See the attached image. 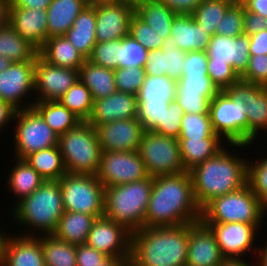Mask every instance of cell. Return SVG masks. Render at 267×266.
I'll return each instance as SVG.
<instances>
[{
  "mask_svg": "<svg viewBox=\"0 0 267 266\" xmlns=\"http://www.w3.org/2000/svg\"><path fill=\"white\" fill-rule=\"evenodd\" d=\"M200 220L190 172L153 177L145 227H174Z\"/></svg>",
  "mask_w": 267,
  "mask_h": 266,
  "instance_id": "obj_1",
  "label": "cell"
},
{
  "mask_svg": "<svg viewBox=\"0 0 267 266\" xmlns=\"http://www.w3.org/2000/svg\"><path fill=\"white\" fill-rule=\"evenodd\" d=\"M246 147L251 145L228 144L217 155L189 171L194 197L201 209L212 199L235 192L247 184L248 159L245 155L242 158V153L238 152Z\"/></svg>",
  "mask_w": 267,
  "mask_h": 266,
  "instance_id": "obj_2",
  "label": "cell"
},
{
  "mask_svg": "<svg viewBox=\"0 0 267 266\" xmlns=\"http://www.w3.org/2000/svg\"><path fill=\"white\" fill-rule=\"evenodd\" d=\"M189 224L143 227L131 234L130 266H186Z\"/></svg>",
  "mask_w": 267,
  "mask_h": 266,
  "instance_id": "obj_3",
  "label": "cell"
},
{
  "mask_svg": "<svg viewBox=\"0 0 267 266\" xmlns=\"http://www.w3.org/2000/svg\"><path fill=\"white\" fill-rule=\"evenodd\" d=\"M10 212L18 226H27V231L24 229L19 235L53 234L65 212L59 180H45L31 195L14 202ZM28 229H33V232Z\"/></svg>",
  "mask_w": 267,
  "mask_h": 266,
  "instance_id": "obj_4",
  "label": "cell"
},
{
  "mask_svg": "<svg viewBox=\"0 0 267 266\" xmlns=\"http://www.w3.org/2000/svg\"><path fill=\"white\" fill-rule=\"evenodd\" d=\"M153 177L104 188V216L131 234L145 227Z\"/></svg>",
  "mask_w": 267,
  "mask_h": 266,
  "instance_id": "obj_5",
  "label": "cell"
},
{
  "mask_svg": "<svg viewBox=\"0 0 267 266\" xmlns=\"http://www.w3.org/2000/svg\"><path fill=\"white\" fill-rule=\"evenodd\" d=\"M58 146L68 173L97 175L102 150L95 127L87 121L60 135Z\"/></svg>",
  "mask_w": 267,
  "mask_h": 266,
  "instance_id": "obj_6",
  "label": "cell"
},
{
  "mask_svg": "<svg viewBox=\"0 0 267 266\" xmlns=\"http://www.w3.org/2000/svg\"><path fill=\"white\" fill-rule=\"evenodd\" d=\"M267 210L261 204L251 187L241 189L212 199L201 209L203 223L263 224Z\"/></svg>",
  "mask_w": 267,
  "mask_h": 266,
  "instance_id": "obj_7",
  "label": "cell"
},
{
  "mask_svg": "<svg viewBox=\"0 0 267 266\" xmlns=\"http://www.w3.org/2000/svg\"><path fill=\"white\" fill-rule=\"evenodd\" d=\"M63 207L68 212L104 215V185L97 175L66 173L60 180Z\"/></svg>",
  "mask_w": 267,
  "mask_h": 266,
  "instance_id": "obj_8",
  "label": "cell"
},
{
  "mask_svg": "<svg viewBox=\"0 0 267 266\" xmlns=\"http://www.w3.org/2000/svg\"><path fill=\"white\" fill-rule=\"evenodd\" d=\"M13 121V157L24 159L33 152L58 145V135L33 107L17 110Z\"/></svg>",
  "mask_w": 267,
  "mask_h": 266,
  "instance_id": "obj_9",
  "label": "cell"
},
{
  "mask_svg": "<svg viewBox=\"0 0 267 266\" xmlns=\"http://www.w3.org/2000/svg\"><path fill=\"white\" fill-rule=\"evenodd\" d=\"M138 152L148 176L174 175L185 171L177 138L144 131Z\"/></svg>",
  "mask_w": 267,
  "mask_h": 266,
  "instance_id": "obj_10",
  "label": "cell"
},
{
  "mask_svg": "<svg viewBox=\"0 0 267 266\" xmlns=\"http://www.w3.org/2000/svg\"><path fill=\"white\" fill-rule=\"evenodd\" d=\"M210 117L214 131L227 144L247 145L245 104L233 100L224 90L210 102Z\"/></svg>",
  "mask_w": 267,
  "mask_h": 266,
  "instance_id": "obj_11",
  "label": "cell"
},
{
  "mask_svg": "<svg viewBox=\"0 0 267 266\" xmlns=\"http://www.w3.org/2000/svg\"><path fill=\"white\" fill-rule=\"evenodd\" d=\"M225 91L233 100L245 104L247 145L257 143L259 134L267 132V87L239 80Z\"/></svg>",
  "mask_w": 267,
  "mask_h": 266,
  "instance_id": "obj_12",
  "label": "cell"
},
{
  "mask_svg": "<svg viewBox=\"0 0 267 266\" xmlns=\"http://www.w3.org/2000/svg\"><path fill=\"white\" fill-rule=\"evenodd\" d=\"M148 176L137 151H102L97 178L104 187L131 183Z\"/></svg>",
  "mask_w": 267,
  "mask_h": 266,
  "instance_id": "obj_13",
  "label": "cell"
},
{
  "mask_svg": "<svg viewBox=\"0 0 267 266\" xmlns=\"http://www.w3.org/2000/svg\"><path fill=\"white\" fill-rule=\"evenodd\" d=\"M204 224L215 234L217 244L225 258H243V256L246 258V254L249 252L250 255L251 251L256 257L258 256L260 247H254L256 245L254 243L260 236L258 234L262 224L242 222Z\"/></svg>",
  "mask_w": 267,
  "mask_h": 266,
  "instance_id": "obj_14",
  "label": "cell"
},
{
  "mask_svg": "<svg viewBox=\"0 0 267 266\" xmlns=\"http://www.w3.org/2000/svg\"><path fill=\"white\" fill-rule=\"evenodd\" d=\"M34 68L35 61L12 62L7 69L1 71L0 99L17 110L31 108L35 102V100H29V95L32 97V93H35Z\"/></svg>",
  "mask_w": 267,
  "mask_h": 266,
  "instance_id": "obj_15",
  "label": "cell"
},
{
  "mask_svg": "<svg viewBox=\"0 0 267 266\" xmlns=\"http://www.w3.org/2000/svg\"><path fill=\"white\" fill-rule=\"evenodd\" d=\"M78 79L79 70L52 65L38 54L35 59L34 68L35 96L32 97V100H35V102L56 101Z\"/></svg>",
  "mask_w": 267,
  "mask_h": 266,
  "instance_id": "obj_16",
  "label": "cell"
},
{
  "mask_svg": "<svg viewBox=\"0 0 267 266\" xmlns=\"http://www.w3.org/2000/svg\"><path fill=\"white\" fill-rule=\"evenodd\" d=\"M86 244L108 257L131 258V233L104 215L95 219Z\"/></svg>",
  "mask_w": 267,
  "mask_h": 266,
  "instance_id": "obj_17",
  "label": "cell"
},
{
  "mask_svg": "<svg viewBox=\"0 0 267 266\" xmlns=\"http://www.w3.org/2000/svg\"><path fill=\"white\" fill-rule=\"evenodd\" d=\"M95 129L102 151H137L144 133L138 118L100 124Z\"/></svg>",
  "mask_w": 267,
  "mask_h": 266,
  "instance_id": "obj_18",
  "label": "cell"
},
{
  "mask_svg": "<svg viewBox=\"0 0 267 266\" xmlns=\"http://www.w3.org/2000/svg\"><path fill=\"white\" fill-rule=\"evenodd\" d=\"M96 8V42L114 41L129 35L135 10L124 2L92 3Z\"/></svg>",
  "mask_w": 267,
  "mask_h": 266,
  "instance_id": "obj_19",
  "label": "cell"
},
{
  "mask_svg": "<svg viewBox=\"0 0 267 266\" xmlns=\"http://www.w3.org/2000/svg\"><path fill=\"white\" fill-rule=\"evenodd\" d=\"M224 260L211 229L201 220L190 223L186 266H220Z\"/></svg>",
  "mask_w": 267,
  "mask_h": 266,
  "instance_id": "obj_20",
  "label": "cell"
},
{
  "mask_svg": "<svg viewBox=\"0 0 267 266\" xmlns=\"http://www.w3.org/2000/svg\"><path fill=\"white\" fill-rule=\"evenodd\" d=\"M250 36L242 34L229 37L215 34L211 36L206 49L208 60L213 62L228 63L240 77L248 66Z\"/></svg>",
  "mask_w": 267,
  "mask_h": 266,
  "instance_id": "obj_21",
  "label": "cell"
},
{
  "mask_svg": "<svg viewBox=\"0 0 267 266\" xmlns=\"http://www.w3.org/2000/svg\"><path fill=\"white\" fill-rule=\"evenodd\" d=\"M5 235L0 266H45L40 236Z\"/></svg>",
  "mask_w": 267,
  "mask_h": 266,
  "instance_id": "obj_22",
  "label": "cell"
},
{
  "mask_svg": "<svg viewBox=\"0 0 267 266\" xmlns=\"http://www.w3.org/2000/svg\"><path fill=\"white\" fill-rule=\"evenodd\" d=\"M9 25L38 52L48 39L46 9L10 7Z\"/></svg>",
  "mask_w": 267,
  "mask_h": 266,
  "instance_id": "obj_23",
  "label": "cell"
},
{
  "mask_svg": "<svg viewBox=\"0 0 267 266\" xmlns=\"http://www.w3.org/2000/svg\"><path fill=\"white\" fill-rule=\"evenodd\" d=\"M137 95L116 91L107 97L95 100L87 122L93 127L116 120L137 118Z\"/></svg>",
  "mask_w": 267,
  "mask_h": 266,
  "instance_id": "obj_24",
  "label": "cell"
},
{
  "mask_svg": "<svg viewBox=\"0 0 267 266\" xmlns=\"http://www.w3.org/2000/svg\"><path fill=\"white\" fill-rule=\"evenodd\" d=\"M186 53L176 45V39L169 36L161 48L147 52L144 64L146 75L167 76L177 82L181 78Z\"/></svg>",
  "mask_w": 267,
  "mask_h": 266,
  "instance_id": "obj_25",
  "label": "cell"
},
{
  "mask_svg": "<svg viewBox=\"0 0 267 266\" xmlns=\"http://www.w3.org/2000/svg\"><path fill=\"white\" fill-rule=\"evenodd\" d=\"M170 36L176 39V45L185 52L206 51L211 39L190 14L175 15Z\"/></svg>",
  "mask_w": 267,
  "mask_h": 266,
  "instance_id": "obj_26",
  "label": "cell"
},
{
  "mask_svg": "<svg viewBox=\"0 0 267 266\" xmlns=\"http://www.w3.org/2000/svg\"><path fill=\"white\" fill-rule=\"evenodd\" d=\"M95 29L96 8L93 4H88L64 36L85 59H88L97 43Z\"/></svg>",
  "mask_w": 267,
  "mask_h": 266,
  "instance_id": "obj_27",
  "label": "cell"
},
{
  "mask_svg": "<svg viewBox=\"0 0 267 266\" xmlns=\"http://www.w3.org/2000/svg\"><path fill=\"white\" fill-rule=\"evenodd\" d=\"M88 4L86 0H53L46 9L48 38L64 36Z\"/></svg>",
  "mask_w": 267,
  "mask_h": 266,
  "instance_id": "obj_28",
  "label": "cell"
},
{
  "mask_svg": "<svg viewBox=\"0 0 267 266\" xmlns=\"http://www.w3.org/2000/svg\"><path fill=\"white\" fill-rule=\"evenodd\" d=\"M38 54L52 65L73 70H79L86 60L65 36L48 38Z\"/></svg>",
  "mask_w": 267,
  "mask_h": 266,
  "instance_id": "obj_29",
  "label": "cell"
},
{
  "mask_svg": "<svg viewBox=\"0 0 267 266\" xmlns=\"http://www.w3.org/2000/svg\"><path fill=\"white\" fill-rule=\"evenodd\" d=\"M185 171L217 155L228 144L222 138L178 139Z\"/></svg>",
  "mask_w": 267,
  "mask_h": 266,
  "instance_id": "obj_30",
  "label": "cell"
},
{
  "mask_svg": "<svg viewBox=\"0 0 267 266\" xmlns=\"http://www.w3.org/2000/svg\"><path fill=\"white\" fill-rule=\"evenodd\" d=\"M79 80L90 90L93 101L117 91L114 70L96 65L88 59L79 68Z\"/></svg>",
  "mask_w": 267,
  "mask_h": 266,
  "instance_id": "obj_31",
  "label": "cell"
},
{
  "mask_svg": "<svg viewBox=\"0 0 267 266\" xmlns=\"http://www.w3.org/2000/svg\"><path fill=\"white\" fill-rule=\"evenodd\" d=\"M95 219L94 215L65 211L53 234L69 244H86Z\"/></svg>",
  "mask_w": 267,
  "mask_h": 266,
  "instance_id": "obj_32",
  "label": "cell"
},
{
  "mask_svg": "<svg viewBox=\"0 0 267 266\" xmlns=\"http://www.w3.org/2000/svg\"><path fill=\"white\" fill-rule=\"evenodd\" d=\"M14 160V161H13ZM12 163L14 165L9 171L7 189L9 193L14 195L15 200L18 202L31 195L45 180L27 163L26 160L14 158Z\"/></svg>",
  "mask_w": 267,
  "mask_h": 266,
  "instance_id": "obj_33",
  "label": "cell"
},
{
  "mask_svg": "<svg viewBox=\"0 0 267 266\" xmlns=\"http://www.w3.org/2000/svg\"><path fill=\"white\" fill-rule=\"evenodd\" d=\"M24 160L44 179L60 180L67 173L58 145L33 152Z\"/></svg>",
  "mask_w": 267,
  "mask_h": 266,
  "instance_id": "obj_34",
  "label": "cell"
},
{
  "mask_svg": "<svg viewBox=\"0 0 267 266\" xmlns=\"http://www.w3.org/2000/svg\"><path fill=\"white\" fill-rule=\"evenodd\" d=\"M32 107L41 115L58 137L82 122L79 117L58 100L34 102Z\"/></svg>",
  "mask_w": 267,
  "mask_h": 266,
  "instance_id": "obj_35",
  "label": "cell"
},
{
  "mask_svg": "<svg viewBox=\"0 0 267 266\" xmlns=\"http://www.w3.org/2000/svg\"><path fill=\"white\" fill-rule=\"evenodd\" d=\"M135 13L164 40L171 35V27L176 13L161 0L142 4L135 10Z\"/></svg>",
  "mask_w": 267,
  "mask_h": 266,
  "instance_id": "obj_36",
  "label": "cell"
},
{
  "mask_svg": "<svg viewBox=\"0 0 267 266\" xmlns=\"http://www.w3.org/2000/svg\"><path fill=\"white\" fill-rule=\"evenodd\" d=\"M0 55L11 62L35 61L38 51L7 24L0 28Z\"/></svg>",
  "mask_w": 267,
  "mask_h": 266,
  "instance_id": "obj_37",
  "label": "cell"
},
{
  "mask_svg": "<svg viewBox=\"0 0 267 266\" xmlns=\"http://www.w3.org/2000/svg\"><path fill=\"white\" fill-rule=\"evenodd\" d=\"M45 266H77L76 245L59 239L54 234L40 236Z\"/></svg>",
  "mask_w": 267,
  "mask_h": 266,
  "instance_id": "obj_38",
  "label": "cell"
},
{
  "mask_svg": "<svg viewBox=\"0 0 267 266\" xmlns=\"http://www.w3.org/2000/svg\"><path fill=\"white\" fill-rule=\"evenodd\" d=\"M236 0H202L192 14L200 28L210 36L216 34V29L222 16Z\"/></svg>",
  "mask_w": 267,
  "mask_h": 266,
  "instance_id": "obj_39",
  "label": "cell"
},
{
  "mask_svg": "<svg viewBox=\"0 0 267 266\" xmlns=\"http://www.w3.org/2000/svg\"><path fill=\"white\" fill-rule=\"evenodd\" d=\"M58 101L82 121L88 120L94 103L90 90L79 79Z\"/></svg>",
  "mask_w": 267,
  "mask_h": 266,
  "instance_id": "obj_40",
  "label": "cell"
},
{
  "mask_svg": "<svg viewBox=\"0 0 267 266\" xmlns=\"http://www.w3.org/2000/svg\"><path fill=\"white\" fill-rule=\"evenodd\" d=\"M177 82L167 76L146 75L145 81L138 91L137 100L168 101L175 99Z\"/></svg>",
  "mask_w": 267,
  "mask_h": 266,
  "instance_id": "obj_41",
  "label": "cell"
},
{
  "mask_svg": "<svg viewBox=\"0 0 267 266\" xmlns=\"http://www.w3.org/2000/svg\"><path fill=\"white\" fill-rule=\"evenodd\" d=\"M221 138L214 131L210 114L184 113L178 139Z\"/></svg>",
  "mask_w": 267,
  "mask_h": 266,
  "instance_id": "obj_42",
  "label": "cell"
},
{
  "mask_svg": "<svg viewBox=\"0 0 267 266\" xmlns=\"http://www.w3.org/2000/svg\"><path fill=\"white\" fill-rule=\"evenodd\" d=\"M265 155L263 154L258 157L260 159H255V161L247 157L249 158L247 184L267 210V155Z\"/></svg>",
  "mask_w": 267,
  "mask_h": 266,
  "instance_id": "obj_43",
  "label": "cell"
},
{
  "mask_svg": "<svg viewBox=\"0 0 267 266\" xmlns=\"http://www.w3.org/2000/svg\"><path fill=\"white\" fill-rule=\"evenodd\" d=\"M146 77L144 67H118L114 70L117 91L137 95Z\"/></svg>",
  "mask_w": 267,
  "mask_h": 266,
  "instance_id": "obj_44",
  "label": "cell"
},
{
  "mask_svg": "<svg viewBox=\"0 0 267 266\" xmlns=\"http://www.w3.org/2000/svg\"><path fill=\"white\" fill-rule=\"evenodd\" d=\"M169 105L168 101L138 100L137 118L144 131H153L159 124H163L165 109Z\"/></svg>",
  "mask_w": 267,
  "mask_h": 266,
  "instance_id": "obj_45",
  "label": "cell"
},
{
  "mask_svg": "<svg viewBox=\"0 0 267 266\" xmlns=\"http://www.w3.org/2000/svg\"><path fill=\"white\" fill-rule=\"evenodd\" d=\"M218 92L209 76H181L177 81L176 94L205 95L211 101Z\"/></svg>",
  "mask_w": 267,
  "mask_h": 266,
  "instance_id": "obj_46",
  "label": "cell"
},
{
  "mask_svg": "<svg viewBox=\"0 0 267 266\" xmlns=\"http://www.w3.org/2000/svg\"><path fill=\"white\" fill-rule=\"evenodd\" d=\"M244 9L243 4L236 0L222 16L216 34L229 37L244 34Z\"/></svg>",
  "mask_w": 267,
  "mask_h": 266,
  "instance_id": "obj_47",
  "label": "cell"
},
{
  "mask_svg": "<svg viewBox=\"0 0 267 266\" xmlns=\"http://www.w3.org/2000/svg\"><path fill=\"white\" fill-rule=\"evenodd\" d=\"M129 36L138 41L147 51L162 47L164 39L136 13L131 17Z\"/></svg>",
  "mask_w": 267,
  "mask_h": 266,
  "instance_id": "obj_48",
  "label": "cell"
},
{
  "mask_svg": "<svg viewBox=\"0 0 267 266\" xmlns=\"http://www.w3.org/2000/svg\"><path fill=\"white\" fill-rule=\"evenodd\" d=\"M147 50L131 36L124 37L117 54L119 67H144Z\"/></svg>",
  "mask_w": 267,
  "mask_h": 266,
  "instance_id": "obj_49",
  "label": "cell"
},
{
  "mask_svg": "<svg viewBox=\"0 0 267 266\" xmlns=\"http://www.w3.org/2000/svg\"><path fill=\"white\" fill-rule=\"evenodd\" d=\"M122 40L104 41L96 43L91 56L88 58L92 63L115 70L119 67L117 54L122 47Z\"/></svg>",
  "mask_w": 267,
  "mask_h": 266,
  "instance_id": "obj_50",
  "label": "cell"
},
{
  "mask_svg": "<svg viewBox=\"0 0 267 266\" xmlns=\"http://www.w3.org/2000/svg\"><path fill=\"white\" fill-rule=\"evenodd\" d=\"M183 114L184 112L176 99L172 100L169 108L165 109L163 124H159L152 132L178 139L180 135Z\"/></svg>",
  "mask_w": 267,
  "mask_h": 266,
  "instance_id": "obj_51",
  "label": "cell"
},
{
  "mask_svg": "<svg viewBox=\"0 0 267 266\" xmlns=\"http://www.w3.org/2000/svg\"><path fill=\"white\" fill-rule=\"evenodd\" d=\"M208 75L219 91L226 90L229 86L237 83L240 77L228 63L213 62L208 60Z\"/></svg>",
  "mask_w": 267,
  "mask_h": 266,
  "instance_id": "obj_52",
  "label": "cell"
},
{
  "mask_svg": "<svg viewBox=\"0 0 267 266\" xmlns=\"http://www.w3.org/2000/svg\"><path fill=\"white\" fill-rule=\"evenodd\" d=\"M240 80L267 87V55H250L248 66Z\"/></svg>",
  "mask_w": 267,
  "mask_h": 266,
  "instance_id": "obj_53",
  "label": "cell"
},
{
  "mask_svg": "<svg viewBox=\"0 0 267 266\" xmlns=\"http://www.w3.org/2000/svg\"><path fill=\"white\" fill-rule=\"evenodd\" d=\"M207 66L208 56L206 51L187 52L181 76H209Z\"/></svg>",
  "mask_w": 267,
  "mask_h": 266,
  "instance_id": "obj_54",
  "label": "cell"
},
{
  "mask_svg": "<svg viewBox=\"0 0 267 266\" xmlns=\"http://www.w3.org/2000/svg\"><path fill=\"white\" fill-rule=\"evenodd\" d=\"M175 99L184 113L210 114V100L205 95L176 94Z\"/></svg>",
  "mask_w": 267,
  "mask_h": 266,
  "instance_id": "obj_55",
  "label": "cell"
},
{
  "mask_svg": "<svg viewBox=\"0 0 267 266\" xmlns=\"http://www.w3.org/2000/svg\"><path fill=\"white\" fill-rule=\"evenodd\" d=\"M108 258L87 244L76 245L77 266H101Z\"/></svg>",
  "mask_w": 267,
  "mask_h": 266,
  "instance_id": "obj_56",
  "label": "cell"
},
{
  "mask_svg": "<svg viewBox=\"0 0 267 266\" xmlns=\"http://www.w3.org/2000/svg\"><path fill=\"white\" fill-rule=\"evenodd\" d=\"M264 30H267V17L244 9V34L250 36Z\"/></svg>",
  "mask_w": 267,
  "mask_h": 266,
  "instance_id": "obj_57",
  "label": "cell"
},
{
  "mask_svg": "<svg viewBox=\"0 0 267 266\" xmlns=\"http://www.w3.org/2000/svg\"><path fill=\"white\" fill-rule=\"evenodd\" d=\"M176 14L192 15L202 0H161Z\"/></svg>",
  "mask_w": 267,
  "mask_h": 266,
  "instance_id": "obj_58",
  "label": "cell"
},
{
  "mask_svg": "<svg viewBox=\"0 0 267 266\" xmlns=\"http://www.w3.org/2000/svg\"><path fill=\"white\" fill-rule=\"evenodd\" d=\"M250 55H267V30L250 35Z\"/></svg>",
  "mask_w": 267,
  "mask_h": 266,
  "instance_id": "obj_59",
  "label": "cell"
},
{
  "mask_svg": "<svg viewBox=\"0 0 267 266\" xmlns=\"http://www.w3.org/2000/svg\"><path fill=\"white\" fill-rule=\"evenodd\" d=\"M17 109L11 104L0 99V132L13 124ZM12 122V123H11Z\"/></svg>",
  "mask_w": 267,
  "mask_h": 266,
  "instance_id": "obj_60",
  "label": "cell"
},
{
  "mask_svg": "<svg viewBox=\"0 0 267 266\" xmlns=\"http://www.w3.org/2000/svg\"><path fill=\"white\" fill-rule=\"evenodd\" d=\"M53 0H10V7L47 9Z\"/></svg>",
  "mask_w": 267,
  "mask_h": 266,
  "instance_id": "obj_61",
  "label": "cell"
},
{
  "mask_svg": "<svg viewBox=\"0 0 267 266\" xmlns=\"http://www.w3.org/2000/svg\"><path fill=\"white\" fill-rule=\"evenodd\" d=\"M246 11L267 17V0H239Z\"/></svg>",
  "mask_w": 267,
  "mask_h": 266,
  "instance_id": "obj_62",
  "label": "cell"
},
{
  "mask_svg": "<svg viewBox=\"0 0 267 266\" xmlns=\"http://www.w3.org/2000/svg\"><path fill=\"white\" fill-rule=\"evenodd\" d=\"M10 0H0V28L9 24Z\"/></svg>",
  "mask_w": 267,
  "mask_h": 266,
  "instance_id": "obj_63",
  "label": "cell"
},
{
  "mask_svg": "<svg viewBox=\"0 0 267 266\" xmlns=\"http://www.w3.org/2000/svg\"><path fill=\"white\" fill-rule=\"evenodd\" d=\"M247 258H225L223 264L221 266H253V264L246 261ZM250 263V264H249ZM255 266H259V263L256 262Z\"/></svg>",
  "mask_w": 267,
  "mask_h": 266,
  "instance_id": "obj_64",
  "label": "cell"
},
{
  "mask_svg": "<svg viewBox=\"0 0 267 266\" xmlns=\"http://www.w3.org/2000/svg\"><path fill=\"white\" fill-rule=\"evenodd\" d=\"M101 266H130V258L109 257Z\"/></svg>",
  "mask_w": 267,
  "mask_h": 266,
  "instance_id": "obj_65",
  "label": "cell"
},
{
  "mask_svg": "<svg viewBox=\"0 0 267 266\" xmlns=\"http://www.w3.org/2000/svg\"><path fill=\"white\" fill-rule=\"evenodd\" d=\"M257 245L260 247L257 256L259 266H267V240L262 246H260L258 243Z\"/></svg>",
  "mask_w": 267,
  "mask_h": 266,
  "instance_id": "obj_66",
  "label": "cell"
},
{
  "mask_svg": "<svg viewBox=\"0 0 267 266\" xmlns=\"http://www.w3.org/2000/svg\"><path fill=\"white\" fill-rule=\"evenodd\" d=\"M150 1H155V0H125V3L132 7L134 10H136L138 7H140L142 4H145Z\"/></svg>",
  "mask_w": 267,
  "mask_h": 266,
  "instance_id": "obj_67",
  "label": "cell"
},
{
  "mask_svg": "<svg viewBox=\"0 0 267 266\" xmlns=\"http://www.w3.org/2000/svg\"><path fill=\"white\" fill-rule=\"evenodd\" d=\"M11 64L12 62L9 59L0 55V72L7 69Z\"/></svg>",
  "mask_w": 267,
  "mask_h": 266,
  "instance_id": "obj_68",
  "label": "cell"
},
{
  "mask_svg": "<svg viewBox=\"0 0 267 266\" xmlns=\"http://www.w3.org/2000/svg\"><path fill=\"white\" fill-rule=\"evenodd\" d=\"M6 233L7 232L3 231V226H2V229H1V226H0V264H1V257H2V246H3V241H4Z\"/></svg>",
  "mask_w": 267,
  "mask_h": 266,
  "instance_id": "obj_69",
  "label": "cell"
},
{
  "mask_svg": "<svg viewBox=\"0 0 267 266\" xmlns=\"http://www.w3.org/2000/svg\"><path fill=\"white\" fill-rule=\"evenodd\" d=\"M124 2L125 0H100V3Z\"/></svg>",
  "mask_w": 267,
  "mask_h": 266,
  "instance_id": "obj_70",
  "label": "cell"
},
{
  "mask_svg": "<svg viewBox=\"0 0 267 266\" xmlns=\"http://www.w3.org/2000/svg\"><path fill=\"white\" fill-rule=\"evenodd\" d=\"M89 4L100 3V0H86Z\"/></svg>",
  "mask_w": 267,
  "mask_h": 266,
  "instance_id": "obj_71",
  "label": "cell"
}]
</instances>
